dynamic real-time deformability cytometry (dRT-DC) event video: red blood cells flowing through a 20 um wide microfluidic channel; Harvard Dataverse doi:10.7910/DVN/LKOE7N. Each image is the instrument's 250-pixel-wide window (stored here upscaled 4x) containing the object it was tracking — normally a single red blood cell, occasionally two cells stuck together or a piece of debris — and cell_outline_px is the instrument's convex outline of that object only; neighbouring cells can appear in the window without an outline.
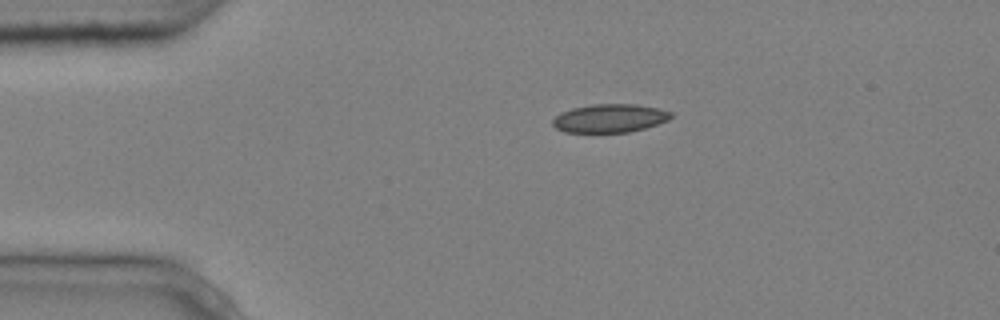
{"species": "common noctule bat (a hibernating species)", "species_latin": "Nyctalus noctula", "temperature_condition": "cold", "stored_images_in_passage": 7, "camera_frame_rate_fps": 3000, "um_per_image_px": 0.085, "animal": {"sex": "male", "body_mass_g": 20.4}, "frame": {"image": 1, "passage_image": 1, "time_ms": 0.0, "image_size_px": [1000, 320], "cell_outline_px": [[672, 116], [668, 120], [644, 128], [628, 132], [564, 132], [556, 128], [552, 124], [552, 120], [560, 112], [572, 108], [592, 104], [636, 104], [660, 108], [672, 112]], "centroid_in_image_um": [51.82, 10.04], "position_along_channel_um": 33.2, "area_um2": 19.59}}
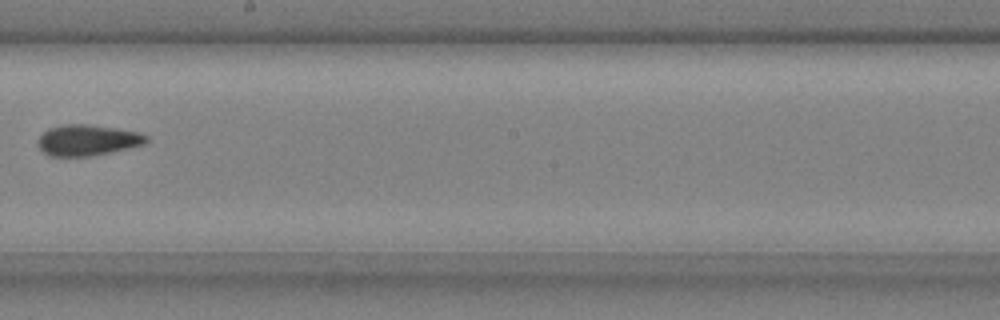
{"frame": {"image": 2, "passage_image": 6, "time_ms": 1.667, "image_size_px": [1000, 320], "cell_outline_px": [[148, 140], [144, 144], [128, 148], [92, 156], [48, 156], [36, 144], [40, 136], [48, 128], [64, 124], [88, 124], [116, 128], [140, 132], [148, 136]], "centroid_in_image_um": [7.43, 11.91], "position_along_channel_um": 240.8, "area_um2": 19.59}}
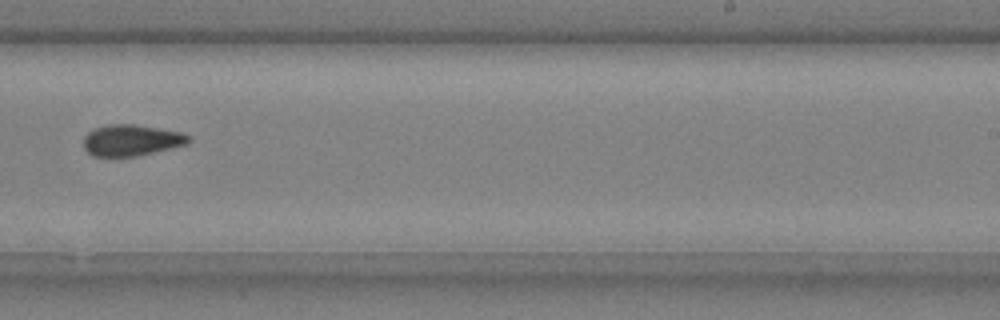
{"frame": {"image": 3, "passage_image": 7, "time_ms": 2.0, "image_size_px": [1000, 320], "cell_outline_px": [[192, 140], [188, 144], [136, 156], [92, 156], [84, 148], [84, 136], [92, 128], [108, 124], [136, 124], [180, 132], [192, 136]], "centroid_in_image_um": [11.17, 11.91], "position_along_channel_um": 277.8, "area_um2": 19.25}}